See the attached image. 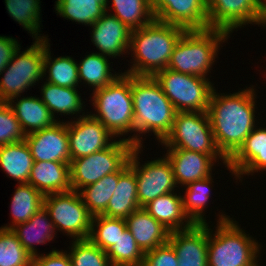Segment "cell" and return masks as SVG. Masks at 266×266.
<instances>
[{
    "mask_svg": "<svg viewBox=\"0 0 266 266\" xmlns=\"http://www.w3.org/2000/svg\"><path fill=\"white\" fill-rule=\"evenodd\" d=\"M32 261L12 230L0 228V266H32Z\"/></svg>",
    "mask_w": 266,
    "mask_h": 266,
    "instance_id": "f35d334b",
    "label": "cell"
},
{
    "mask_svg": "<svg viewBox=\"0 0 266 266\" xmlns=\"http://www.w3.org/2000/svg\"><path fill=\"white\" fill-rule=\"evenodd\" d=\"M155 19L185 30H205L208 21L207 0H168Z\"/></svg>",
    "mask_w": 266,
    "mask_h": 266,
    "instance_id": "ffe728a7",
    "label": "cell"
},
{
    "mask_svg": "<svg viewBox=\"0 0 266 266\" xmlns=\"http://www.w3.org/2000/svg\"><path fill=\"white\" fill-rule=\"evenodd\" d=\"M153 77L177 112H207L215 88L209 78L183 74L168 68Z\"/></svg>",
    "mask_w": 266,
    "mask_h": 266,
    "instance_id": "9c48e42d",
    "label": "cell"
},
{
    "mask_svg": "<svg viewBox=\"0 0 266 266\" xmlns=\"http://www.w3.org/2000/svg\"><path fill=\"white\" fill-rule=\"evenodd\" d=\"M23 247L32 257L38 255L36 244L53 241L56 230L48 211L43 206L27 222L11 228Z\"/></svg>",
    "mask_w": 266,
    "mask_h": 266,
    "instance_id": "d4e9b609",
    "label": "cell"
},
{
    "mask_svg": "<svg viewBox=\"0 0 266 266\" xmlns=\"http://www.w3.org/2000/svg\"><path fill=\"white\" fill-rule=\"evenodd\" d=\"M165 156L172 165L176 185L186 186L189 183L205 179L212 175L216 161L204 153L188 151L180 148H166Z\"/></svg>",
    "mask_w": 266,
    "mask_h": 266,
    "instance_id": "d6986e66",
    "label": "cell"
},
{
    "mask_svg": "<svg viewBox=\"0 0 266 266\" xmlns=\"http://www.w3.org/2000/svg\"><path fill=\"white\" fill-rule=\"evenodd\" d=\"M126 229L125 219L96 215L92 217L88 239L106 252L116 244L120 234Z\"/></svg>",
    "mask_w": 266,
    "mask_h": 266,
    "instance_id": "8d00e7d4",
    "label": "cell"
},
{
    "mask_svg": "<svg viewBox=\"0 0 266 266\" xmlns=\"http://www.w3.org/2000/svg\"><path fill=\"white\" fill-rule=\"evenodd\" d=\"M40 0H5L7 12L11 19L18 22L28 33L32 34V38L48 39L46 35L40 33L41 24V7Z\"/></svg>",
    "mask_w": 266,
    "mask_h": 266,
    "instance_id": "d590c367",
    "label": "cell"
},
{
    "mask_svg": "<svg viewBox=\"0 0 266 266\" xmlns=\"http://www.w3.org/2000/svg\"><path fill=\"white\" fill-rule=\"evenodd\" d=\"M228 166L236 180L244 175L266 171V127H255L240 148L228 159Z\"/></svg>",
    "mask_w": 266,
    "mask_h": 266,
    "instance_id": "ac0fdd59",
    "label": "cell"
},
{
    "mask_svg": "<svg viewBox=\"0 0 266 266\" xmlns=\"http://www.w3.org/2000/svg\"><path fill=\"white\" fill-rule=\"evenodd\" d=\"M165 148H180L220 159L227 170L228 159L218 149L207 112H177L171 132L160 143Z\"/></svg>",
    "mask_w": 266,
    "mask_h": 266,
    "instance_id": "52a82bcc",
    "label": "cell"
},
{
    "mask_svg": "<svg viewBox=\"0 0 266 266\" xmlns=\"http://www.w3.org/2000/svg\"><path fill=\"white\" fill-rule=\"evenodd\" d=\"M217 218L215 233L208 224V266H251L259 260L262 245L235 219L223 213Z\"/></svg>",
    "mask_w": 266,
    "mask_h": 266,
    "instance_id": "5b68a950",
    "label": "cell"
},
{
    "mask_svg": "<svg viewBox=\"0 0 266 266\" xmlns=\"http://www.w3.org/2000/svg\"><path fill=\"white\" fill-rule=\"evenodd\" d=\"M92 95L91 102L96 113L90 115L99 120L115 138L134 133L131 75L121 73L107 86L92 92Z\"/></svg>",
    "mask_w": 266,
    "mask_h": 266,
    "instance_id": "8992f818",
    "label": "cell"
},
{
    "mask_svg": "<svg viewBox=\"0 0 266 266\" xmlns=\"http://www.w3.org/2000/svg\"><path fill=\"white\" fill-rule=\"evenodd\" d=\"M43 199L44 195L31 184H18L11 199L12 224L0 228L11 229L17 224L27 222L43 207Z\"/></svg>",
    "mask_w": 266,
    "mask_h": 266,
    "instance_id": "1f68e13d",
    "label": "cell"
},
{
    "mask_svg": "<svg viewBox=\"0 0 266 266\" xmlns=\"http://www.w3.org/2000/svg\"><path fill=\"white\" fill-rule=\"evenodd\" d=\"M49 39H45V56L43 61V77L46 82L66 87L78 88V63L70 56H59L52 59ZM48 73V77L45 76Z\"/></svg>",
    "mask_w": 266,
    "mask_h": 266,
    "instance_id": "f546056e",
    "label": "cell"
},
{
    "mask_svg": "<svg viewBox=\"0 0 266 266\" xmlns=\"http://www.w3.org/2000/svg\"><path fill=\"white\" fill-rule=\"evenodd\" d=\"M131 93L134 110V134L122 138L134 146H142V136L154 133L161 143L171 132L177 111L151 76L131 75ZM142 134V135H140Z\"/></svg>",
    "mask_w": 266,
    "mask_h": 266,
    "instance_id": "7a4b0ae2",
    "label": "cell"
},
{
    "mask_svg": "<svg viewBox=\"0 0 266 266\" xmlns=\"http://www.w3.org/2000/svg\"><path fill=\"white\" fill-rule=\"evenodd\" d=\"M139 208L135 172L128 167L119 176L116 189L109 200L106 211L102 215L126 219Z\"/></svg>",
    "mask_w": 266,
    "mask_h": 266,
    "instance_id": "484cf974",
    "label": "cell"
},
{
    "mask_svg": "<svg viewBox=\"0 0 266 266\" xmlns=\"http://www.w3.org/2000/svg\"><path fill=\"white\" fill-rule=\"evenodd\" d=\"M207 11V29L231 34L248 23L266 27V8L261 0H207Z\"/></svg>",
    "mask_w": 266,
    "mask_h": 266,
    "instance_id": "4fadbf2b",
    "label": "cell"
},
{
    "mask_svg": "<svg viewBox=\"0 0 266 266\" xmlns=\"http://www.w3.org/2000/svg\"><path fill=\"white\" fill-rule=\"evenodd\" d=\"M252 85L233 94L214 88L207 114L218 149L229 159L258 125L255 124L256 89ZM256 121V122H255Z\"/></svg>",
    "mask_w": 266,
    "mask_h": 266,
    "instance_id": "6da1fadb",
    "label": "cell"
},
{
    "mask_svg": "<svg viewBox=\"0 0 266 266\" xmlns=\"http://www.w3.org/2000/svg\"><path fill=\"white\" fill-rule=\"evenodd\" d=\"M168 243L178 256L179 266H208V223L171 231Z\"/></svg>",
    "mask_w": 266,
    "mask_h": 266,
    "instance_id": "2e32d148",
    "label": "cell"
},
{
    "mask_svg": "<svg viewBox=\"0 0 266 266\" xmlns=\"http://www.w3.org/2000/svg\"><path fill=\"white\" fill-rule=\"evenodd\" d=\"M19 97H15L7 103L12 108L15 117L20 122L21 128L26 135L51 127L57 122L58 119L53 117L48 107L39 97Z\"/></svg>",
    "mask_w": 266,
    "mask_h": 266,
    "instance_id": "cb8c5ba5",
    "label": "cell"
},
{
    "mask_svg": "<svg viewBox=\"0 0 266 266\" xmlns=\"http://www.w3.org/2000/svg\"><path fill=\"white\" fill-rule=\"evenodd\" d=\"M143 146H135L129 158V167L135 172L137 180V198L143 207L155 198L174 192L178 187L175 182L170 161L164 155L161 158L140 164L139 153ZM141 151V152H140Z\"/></svg>",
    "mask_w": 266,
    "mask_h": 266,
    "instance_id": "7c38bea8",
    "label": "cell"
},
{
    "mask_svg": "<svg viewBox=\"0 0 266 266\" xmlns=\"http://www.w3.org/2000/svg\"><path fill=\"white\" fill-rule=\"evenodd\" d=\"M170 232L191 228L194 223L185 214L182 195L176 191L159 196L142 207Z\"/></svg>",
    "mask_w": 266,
    "mask_h": 266,
    "instance_id": "7402d4cb",
    "label": "cell"
},
{
    "mask_svg": "<svg viewBox=\"0 0 266 266\" xmlns=\"http://www.w3.org/2000/svg\"><path fill=\"white\" fill-rule=\"evenodd\" d=\"M134 147L120 138L102 151L73 159L69 164L71 189L79 191L106 175L118 172L129 161Z\"/></svg>",
    "mask_w": 266,
    "mask_h": 266,
    "instance_id": "30bf717a",
    "label": "cell"
},
{
    "mask_svg": "<svg viewBox=\"0 0 266 266\" xmlns=\"http://www.w3.org/2000/svg\"><path fill=\"white\" fill-rule=\"evenodd\" d=\"M19 46L20 44L15 38L0 35V73L12 60V57Z\"/></svg>",
    "mask_w": 266,
    "mask_h": 266,
    "instance_id": "ee69618b",
    "label": "cell"
},
{
    "mask_svg": "<svg viewBox=\"0 0 266 266\" xmlns=\"http://www.w3.org/2000/svg\"><path fill=\"white\" fill-rule=\"evenodd\" d=\"M33 163L25 140L0 146V168L18 184L28 183Z\"/></svg>",
    "mask_w": 266,
    "mask_h": 266,
    "instance_id": "83f0119b",
    "label": "cell"
},
{
    "mask_svg": "<svg viewBox=\"0 0 266 266\" xmlns=\"http://www.w3.org/2000/svg\"><path fill=\"white\" fill-rule=\"evenodd\" d=\"M20 122L7 102H0V146L25 140Z\"/></svg>",
    "mask_w": 266,
    "mask_h": 266,
    "instance_id": "60d3db41",
    "label": "cell"
},
{
    "mask_svg": "<svg viewBox=\"0 0 266 266\" xmlns=\"http://www.w3.org/2000/svg\"><path fill=\"white\" fill-rule=\"evenodd\" d=\"M141 266H179L178 256L173 247L167 242L145 252Z\"/></svg>",
    "mask_w": 266,
    "mask_h": 266,
    "instance_id": "b9f144b4",
    "label": "cell"
},
{
    "mask_svg": "<svg viewBox=\"0 0 266 266\" xmlns=\"http://www.w3.org/2000/svg\"><path fill=\"white\" fill-rule=\"evenodd\" d=\"M55 11L57 15L67 20L82 23L87 26L106 13L109 0H56Z\"/></svg>",
    "mask_w": 266,
    "mask_h": 266,
    "instance_id": "4dcf8cb0",
    "label": "cell"
},
{
    "mask_svg": "<svg viewBox=\"0 0 266 266\" xmlns=\"http://www.w3.org/2000/svg\"><path fill=\"white\" fill-rule=\"evenodd\" d=\"M258 260L257 261H255L251 266H260L259 264H258Z\"/></svg>",
    "mask_w": 266,
    "mask_h": 266,
    "instance_id": "f6af8a7d",
    "label": "cell"
},
{
    "mask_svg": "<svg viewBox=\"0 0 266 266\" xmlns=\"http://www.w3.org/2000/svg\"><path fill=\"white\" fill-rule=\"evenodd\" d=\"M129 167V161L118 171L104 176L96 183L81 188L78 193L92 216L102 215L116 189L119 176Z\"/></svg>",
    "mask_w": 266,
    "mask_h": 266,
    "instance_id": "f1b7e54d",
    "label": "cell"
},
{
    "mask_svg": "<svg viewBox=\"0 0 266 266\" xmlns=\"http://www.w3.org/2000/svg\"><path fill=\"white\" fill-rule=\"evenodd\" d=\"M213 178L209 177L198 180L184 186L185 195H182V202L185 214L194 224H206L204 217L209 199L211 198V188ZM211 187V188H210Z\"/></svg>",
    "mask_w": 266,
    "mask_h": 266,
    "instance_id": "836d02e7",
    "label": "cell"
},
{
    "mask_svg": "<svg viewBox=\"0 0 266 266\" xmlns=\"http://www.w3.org/2000/svg\"><path fill=\"white\" fill-rule=\"evenodd\" d=\"M261 2L264 5V7L266 8V0H261Z\"/></svg>",
    "mask_w": 266,
    "mask_h": 266,
    "instance_id": "bcb514c9",
    "label": "cell"
},
{
    "mask_svg": "<svg viewBox=\"0 0 266 266\" xmlns=\"http://www.w3.org/2000/svg\"><path fill=\"white\" fill-rule=\"evenodd\" d=\"M125 221L127 229L144 253L166 244L169 240L170 231L142 207L135 210Z\"/></svg>",
    "mask_w": 266,
    "mask_h": 266,
    "instance_id": "44dd1931",
    "label": "cell"
},
{
    "mask_svg": "<svg viewBox=\"0 0 266 266\" xmlns=\"http://www.w3.org/2000/svg\"><path fill=\"white\" fill-rule=\"evenodd\" d=\"M43 206L48 211L55 230L73 240L88 239L92 215L84 205L78 191L44 195Z\"/></svg>",
    "mask_w": 266,
    "mask_h": 266,
    "instance_id": "8fae6325",
    "label": "cell"
},
{
    "mask_svg": "<svg viewBox=\"0 0 266 266\" xmlns=\"http://www.w3.org/2000/svg\"><path fill=\"white\" fill-rule=\"evenodd\" d=\"M72 242L68 252L72 266H112L107 253L89 239Z\"/></svg>",
    "mask_w": 266,
    "mask_h": 266,
    "instance_id": "ab89813d",
    "label": "cell"
},
{
    "mask_svg": "<svg viewBox=\"0 0 266 266\" xmlns=\"http://www.w3.org/2000/svg\"><path fill=\"white\" fill-rule=\"evenodd\" d=\"M106 8L110 13L125 24L131 31L150 24L154 19L148 0H112ZM113 9V10H112Z\"/></svg>",
    "mask_w": 266,
    "mask_h": 266,
    "instance_id": "e575fe53",
    "label": "cell"
},
{
    "mask_svg": "<svg viewBox=\"0 0 266 266\" xmlns=\"http://www.w3.org/2000/svg\"><path fill=\"white\" fill-rule=\"evenodd\" d=\"M41 95V101L48 107L54 118L55 113L64 116L79 114L78 117L86 115L83 110L85 102L82 101L77 88L61 87L45 81L41 85ZM82 111L84 112L80 115Z\"/></svg>",
    "mask_w": 266,
    "mask_h": 266,
    "instance_id": "4316f807",
    "label": "cell"
},
{
    "mask_svg": "<svg viewBox=\"0 0 266 266\" xmlns=\"http://www.w3.org/2000/svg\"><path fill=\"white\" fill-rule=\"evenodd\" d=\"M85 56L78 64L79 83L83 80L84 84L93 88V92L107 86L122 73L111 70V63L105 55L93 52Z\"/></svg>",
    "mask_w": 266,
    "mask_h": 266,
    "instance_id": "d6a6232c",
    "label": "cell"
},
{
    "mask_svg": "<svg viewBox=\"0 0 266 266\" xmlns=\"http://www.w3.org/2000/svg\"><path fill=\"white\" fill-rule=\"evenodd\" d=\"M183 27L154 19L150 24L131 31L130 49L133 62L126 74L151 76L167 68L176 42L184 33Z\"/></svg>",
    "mask_w": 266,
    "mask_h": 266,
    "instance_id": "3957f363",
    "label": "cell"
},
{
    "mask_svg": "<svg viewBox=\"0 0 266 266\" xmlns=\"http://www.w3.org/2000/svg\"><path fill=\"white\" fill-rule=\"evenodd\" d=\"M32 266H72L68 252L65 250H50L47 254L33 257Z\"/></svg>",
    "mask_w": 266,
    "mask_h": 266,
    "instance_id": "7bdbcfd3",
    "label": "cell"
},
{
    "mask_svg": "<svg viewBox=\"0 0 266 266\" xmlns=\"http://www.w3.org/2000/svg\"><path fill=\"white\" fill-rule=\"evenodd\" d=\"M21 46L15 51L12 60L0 73V102H9L21 96L30 86L34 87L43 80V61L45 56V39H36L24 51ZM21 52V53H20ZM4 73V74H3Z\"/></svg>",
    "mask_w": 266,
    "mask_h": 266,
    "instance_id": "ba28073f",
    "label": "cell"
},
{
    "mask_svg": "<svg viewBox=\"0 0 266 266\" xmlns=\"http://www.w3.org/2000/svg\"><path fill=\"white\" fill-rule=\"evenodd\" d=\"M106 253L112 266H141L145 255L128 229Z\"/></svg>",
    "mask_w": 266,
    "mask_h": 266,
    "instance_id": "74e56055",
    "label": "cell"
},
{
    "mask_svg": "<svg viewBox=\"0 0 266 266\" xmlns=\"http://www.w3.org/2000/svg\"><path fill=\"white\" fill-rule=\"evenodd\" d=\"M57 121L25 136L34 161H56L70 164L71 156L67 133V121Z\"/></svg>",
    "mask_w": 266,
    "mask_h": 266,
    "instance_id": "9a60e30c",
    "label": "cell"
},
{
    "mask_svg": "<svg viewBox=\"0 0 266 266\" xmlns=\"http://www.w3.org/2000/svg\"><path fill=\"white\" fill-rule=\"evenodd\" d=\"M76 119L67 121L71 161L102 151L116 141L117 138L88 112L83 117L76 116Z\"/></svg>",
    "mask_w": 266,
    "mask_h": 266,
    "instance_id": "5bb4252c",
    "label": "cell"
},
{
    "mask_svg": "<svg viewBox=\"0 0 266 266\" xmlns=\"http://www.w3.org/2000/svg\"><path fill=\"white\" fill-rule=\"evenodd\" d=\"M229 36L221 29L185 30L173 48L167 68L208 78L220 46L227 42Z\"/></svg>",
    "mask_w": 266,
    "mask_h": 266,
    "instance_id": "277c9868",
    "label": "cell"
},
{
    "mask_svg": "<svg viewBox=\"0 0 266 266\" xmlns=\"http://www.w3.org/2000/svg\"><path fill=\"white\" fill-rule=\"evenodd\" d=\"M28 184L43 195L68 192L72 190L69 164L56 161H34Z\"/></svg>",
    "mask_w": 266,
    "mask_h": 266,
    "instance_id": "603a6c76",
    "label": "cell"
},
{
    "mask_svg": "<svg viewBox=\"0 0 266 266\" xmlns=\"http://www.w3.org/2000/svg\"><path fill=\"white\" fill-rule=\"evenodd\" d=\"M90 27L91 42L99 50L96 53L108 56L109 59L130 54L131 30L118 18L106 12Z\"/></svg>",
    "mask_w": 266,
    "mask_h": 266,
    "instance_id": "e0dca14e",
    "label": "cell"
}]
</instances>
